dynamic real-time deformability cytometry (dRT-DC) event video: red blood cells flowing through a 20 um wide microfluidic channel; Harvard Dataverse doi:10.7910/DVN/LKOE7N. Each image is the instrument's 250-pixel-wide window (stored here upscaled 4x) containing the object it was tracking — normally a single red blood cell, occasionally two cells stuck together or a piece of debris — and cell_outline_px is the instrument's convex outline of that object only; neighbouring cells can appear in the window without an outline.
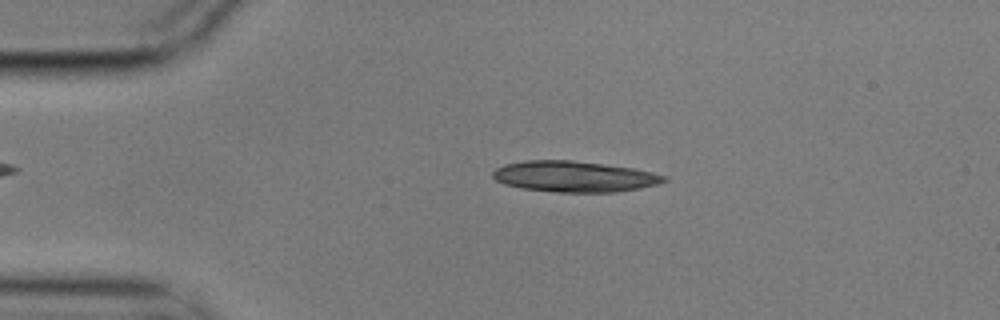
{"species": "common noctule bat (a hibernating species)", "species_latin": "Nyctalus noctula", "temperature_condition": "cold", "stored_images_in_passage": 4, "segment_of_instrument_passage": [1, 2], "camera_frame_rate_fps": 3000, "um_per_image_px": 0.085, "animal": {"sex": "male", "body_mass_g": 17.9}, "frame": {"image": 1, "passage_image": 2, "time_ms": 0.333, "image_size_px": [1000, 320], "cell_outline_px": [[668, 180], [656, 184], [640, 188], [616, 192], [556, 192], [520, 188], [504, 184], [496, 180], [492, 176], [492, 172], [496, 168], [504, 164], [524, 160], [572, 160], [604, 164], [632, 168], [652, 172], [668, 176]], "centroid_in_image_um": [48.79, 15.0], "position_along_channel_um": 36.2, "area_um2": 30.92}}